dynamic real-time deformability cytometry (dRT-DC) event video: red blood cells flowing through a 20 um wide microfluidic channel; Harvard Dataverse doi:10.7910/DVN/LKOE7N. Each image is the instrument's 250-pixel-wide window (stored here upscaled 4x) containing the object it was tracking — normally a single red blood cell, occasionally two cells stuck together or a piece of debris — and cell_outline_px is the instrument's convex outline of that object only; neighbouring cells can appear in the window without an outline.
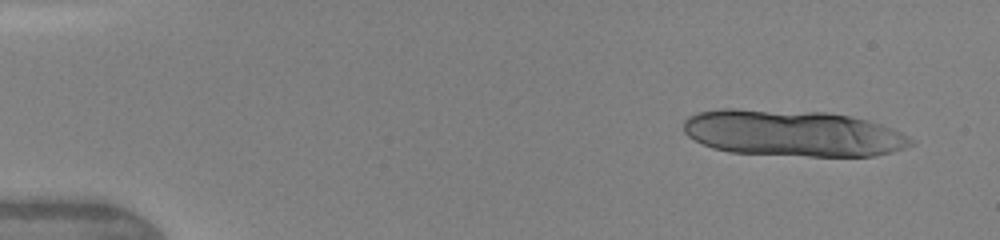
{"species": "human", "species_latin": "Homo sapiens", "temperature_condition": "warm", "stored_images_in_passage": 4, "camera_frame_rate_fps": 3000, "um_per_image_px": 0.085, "donor": {"sex": "female"}, "frame": {"image": 1, "passage_image": 1, "time_ms": 0.0, "image_size_px": [1000, 240], "cell_outline_px": [[916, 144], [892, 152], [876, 156], [808, 156], [728, 152], [712, 148], [688, 136], [684, 132], [684, 120], [688, 116], [696, 112], [720, 108], [736, 108], [828, 112], [868, 120], [880, 124], [900, 132], [916, 140]], "centroid_in_image_um": [67.38, 11.31], "position_along_channel_um": 17.6, "area_um2": 61.96}}